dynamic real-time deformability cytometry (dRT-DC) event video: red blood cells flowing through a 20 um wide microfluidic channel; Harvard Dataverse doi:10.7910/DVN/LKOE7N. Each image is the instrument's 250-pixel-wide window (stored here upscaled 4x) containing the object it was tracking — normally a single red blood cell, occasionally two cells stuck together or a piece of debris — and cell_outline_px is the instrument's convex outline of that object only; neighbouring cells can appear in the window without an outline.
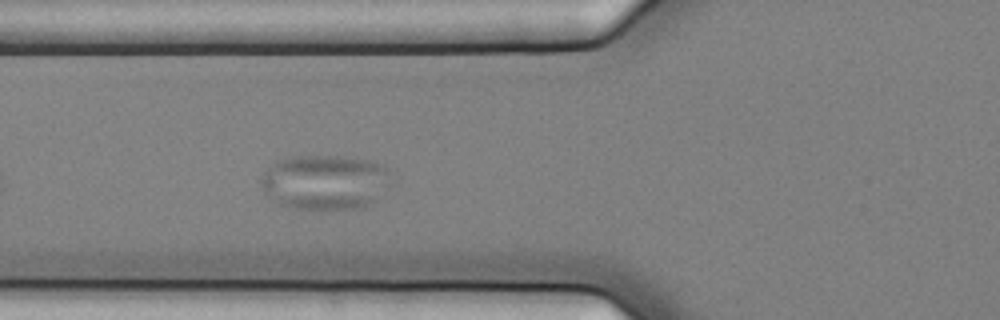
{"species": "common noctule bat (a hibernating species)", "species_latin": "Nyctalus noctula", "temperature_condition": "cold", "stored_images_in_passage": 43, "camera_frame_rate_fps": 3000, "um_per_image_px": 0.085, "animal": {"sex": "female", "body_mass_g": 25.1}, "frame": {"image": 1, "passage_image": 8, "time_ms": 2.333, "image_size_px": [1000, 320], "cell_outline_px": [[392, 172], [388, 184], [376, 200], [372, 204], [364, 208], [320, 212], [292, 208], [280, 204], [272, 200], [264, 192], [260, 184], [260, 176], [276, 160], [288, 156], [340, 156], [368, 160], [384, 164]], "centroid_in_image_um": [27.62, 15.52], "position_along_channel_um": 98.2, "area_um2": 42.95}}
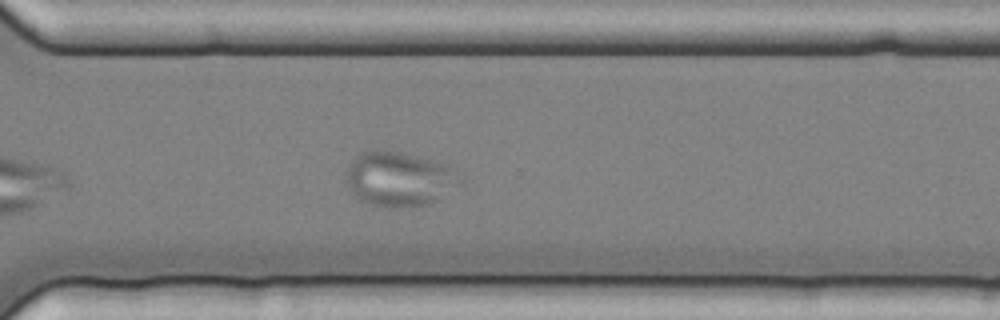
{"frame": {"image": 2, "passage_image": 28, "time_ms": 9.0, "image_size_px": [1000, 320], "cell_outline_px": [[464, 184], [436, 200], [428, 204], [396, 208], [388, 208], [372, 204], [360, 200], [352, 192], [344, 176], [348, 164], [360, 152], [400, 152], [432, 160], [456, 168], [464, 172]], "centroid_in_image_um": [34.02, 15.23], "position_along_channel_um": 336.6, "area_um2": 36.59}}
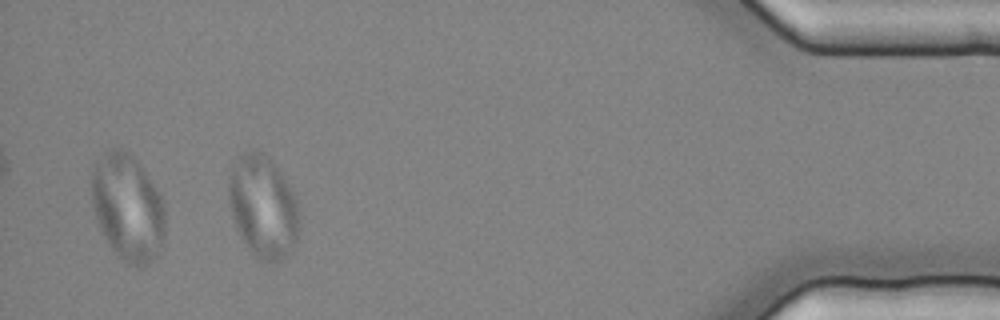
{"frame": {"image": 3, "passage_image": 39, "time_ms": 12.667, "image_size_px": [1000, 320], "cell_outline_px": [[300, 220], [296, 240], [292, 252], [280, 260], [260, 260], [244, 244], [236, 228], [232, 216], [228, 192], [228, 172], [232, 160], [244, 152], [252, 148], [260, 152], [276, 168], [296, 196]], "centroid_in_image_um": [22.32, 17.56], "position_along_channel_um": 412.9, "area_um2": 42.14}}